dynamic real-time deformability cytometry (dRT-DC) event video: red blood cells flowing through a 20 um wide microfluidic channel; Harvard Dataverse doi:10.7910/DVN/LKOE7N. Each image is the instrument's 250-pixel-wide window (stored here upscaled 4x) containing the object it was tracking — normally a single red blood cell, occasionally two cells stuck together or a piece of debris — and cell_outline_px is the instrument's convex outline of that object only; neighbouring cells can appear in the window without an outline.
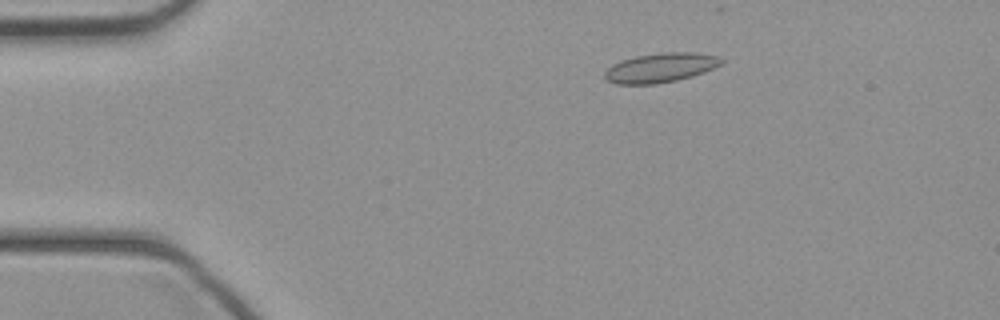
{"species": "common noctule bat (a hibernating species)", "species_latin": "Nyctalus noctula", "temperature_condition": "cold", "stored_images_in_passage": 44, "camera_frame_rate_fps": 3000, "um_per_image_px": 0.085, "animal": {"sex": "female", "body_mass_g": 21.9}, "frame": {"image": 1, "passage_image": 8, "time_ms": 2.333, "image_size_px": [1000, 320], "cell_outline_px": [[724, 64], [704, 72], [692, 76], [676, 80], [656, 84], [616, 84], [608, 80], [604, 76], [604, 72], [612, 64], [620, 60], [636, 56], [660, 52], [696, 52], [716, 56], [724, 60]], "centroid_in_image_um": [56.16, 5.74], "position_along_channel_um": 28.8, "area_um2": 20.11}}
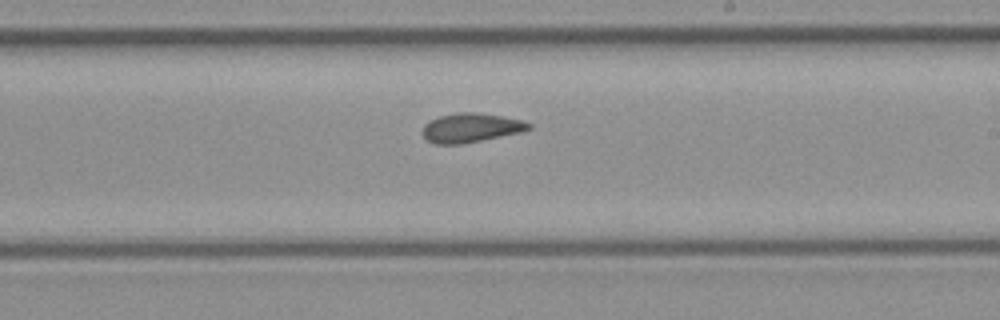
{"frame": {"image": 2, "passage_image": 26, "time_ms": 8.333, "image_size_px": [1000, 320], "cell_outline_px": [[532, 128], [520, 132], [460, 144], [436, 144], [428, 140], [420, 132], [424, 124], [428, 120], [440, 116], [456, 112], [476, 112], [524, 120], [532, 124]], "centroid_in_image_um": [39.99, 10.84], "position_along_channel_um": 249.0, "area_um2": 18.03}}
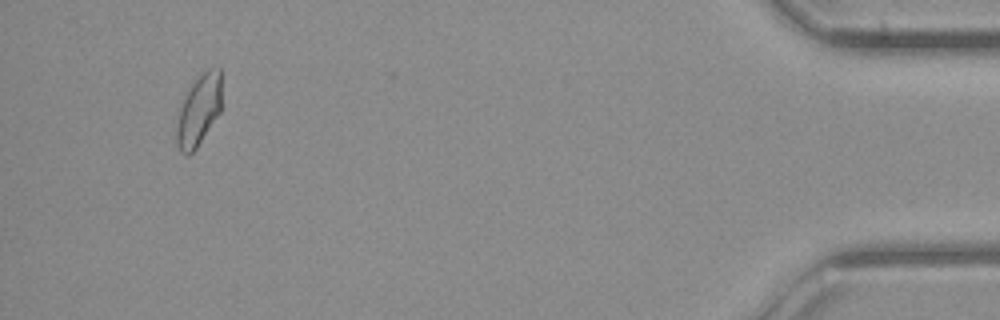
{"frame": {"image": 3, "passage_image": 42, "time_ms": 13.667, "image_size_px": [1000, 320], "cell_outline_px": [[220, 112], [196, 148], [188, 156], [184, 156], [180, 152], [176, 144], [176, 128], [180, 104], [188, 88], [196, 76], [200, 72], [208, 68], [220, 68]], "centroid_in_image_um": [16.85, 9.36], "position_along_channel_um": 418.3, "area_um2": 18.84}}